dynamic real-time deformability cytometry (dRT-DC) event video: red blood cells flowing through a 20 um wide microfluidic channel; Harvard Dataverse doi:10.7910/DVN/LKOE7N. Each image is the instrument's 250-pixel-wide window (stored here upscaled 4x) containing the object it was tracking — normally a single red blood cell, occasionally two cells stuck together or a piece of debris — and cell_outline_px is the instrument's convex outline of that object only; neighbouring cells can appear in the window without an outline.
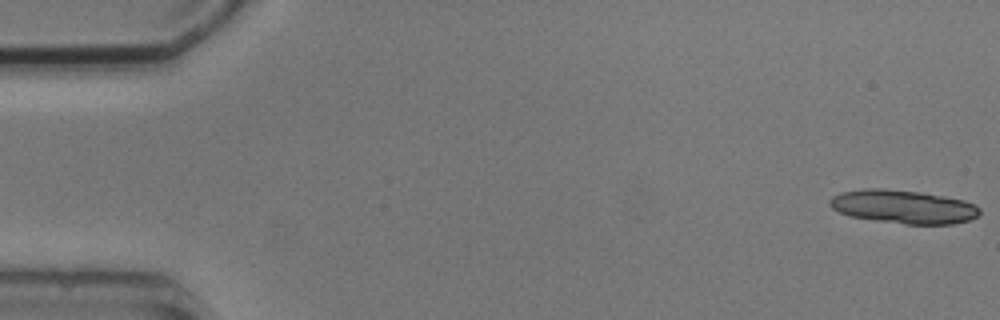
{"species": "common noctule bat (a hibernating species)", "species_latin": "Nyctalus noctula", "temperature_condition": "cold", "stored_images_in_passage": 4, "camera_frame_rate_fps": 3000, "um_per_image_px": 0.085, "animal": {"sex": "male", "body_mass_g": 20.5, "forearm_length_mm": 52.5}, "frame": {"image": 1, "passage_image": 1, "time_ms": 0.0, "image_size_px": [1000, 320], "cell_outline_px": [[980, 212], [976, 216], [968, 220], [952, 224], [904, 224], [848, 216], [832, 208], [828, 204], [828, 200], [832, 196], [840, 192], [864, 188], [884, 188], [920, 192], [944, 196], [964, 200], [976, 204], [980, 208]], "centroid_in_image_um": [76.75, 17.56], "position_along_channel_um": 8.2, "area_um2": 29.42}}